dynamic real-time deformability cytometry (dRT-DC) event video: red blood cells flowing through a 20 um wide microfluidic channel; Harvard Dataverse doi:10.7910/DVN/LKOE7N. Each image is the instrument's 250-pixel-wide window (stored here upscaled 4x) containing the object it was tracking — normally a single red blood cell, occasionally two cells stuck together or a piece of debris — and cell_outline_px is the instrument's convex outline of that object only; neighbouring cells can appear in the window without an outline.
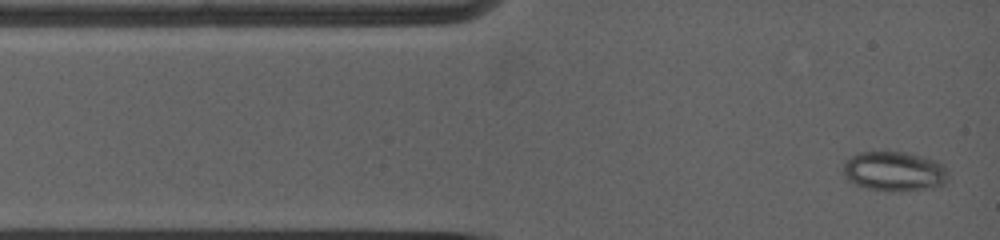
{"species": "common noctule bat (a hibernating species)", "species_latin": "Nyctalus noctula", "temperature_condition": "warm", "stored_images_in_passage": 3, "camera_frame_rate_fps": 5000, "um_per_image_px": 0.085, "animal": {"sex": "female", "body_mass_g": 19.0, "forearm_length_mm": 53.3}, "frame": {"image": 1, "passage_image": 1, "time_ms": 0.0, "image_size_px": [1000, 240], "cell_outline_px": [[944, 184], [932, 188], [900, 192], [892, 192], [868, 188], [856, 184], [848, 180], [844, 176], [844, 164], [852, 156], [860, 152], [904, 152], [924, 156], [936, 160], [944, 164]], "centroid_in_image_um": [76.01, 14.57], "position_along_channel_um": 9.0, "area_um2": 24.1}}
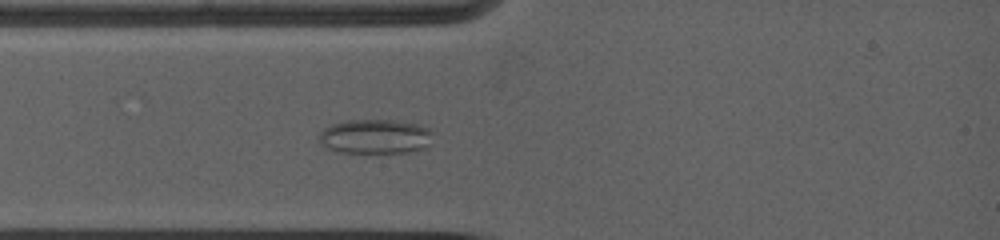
{"frame": {"image": 2, "passage_image": 3, "time_ms": 2.2, "image_size_px": [1000, 240], "cell_outline_px": [[432, 132], [428, 144], [424, 148], [408, 152], [340, 152], [328, 148], [320, 144], [320, 132], [324, 128], [332, 124], [344, 120], [396, 120], [416, 124], [428, 128]], "centroid_in_image_um": [31.87, 11.59], "position_along_channel_um": 53.1, "area_um2": 22.66}}